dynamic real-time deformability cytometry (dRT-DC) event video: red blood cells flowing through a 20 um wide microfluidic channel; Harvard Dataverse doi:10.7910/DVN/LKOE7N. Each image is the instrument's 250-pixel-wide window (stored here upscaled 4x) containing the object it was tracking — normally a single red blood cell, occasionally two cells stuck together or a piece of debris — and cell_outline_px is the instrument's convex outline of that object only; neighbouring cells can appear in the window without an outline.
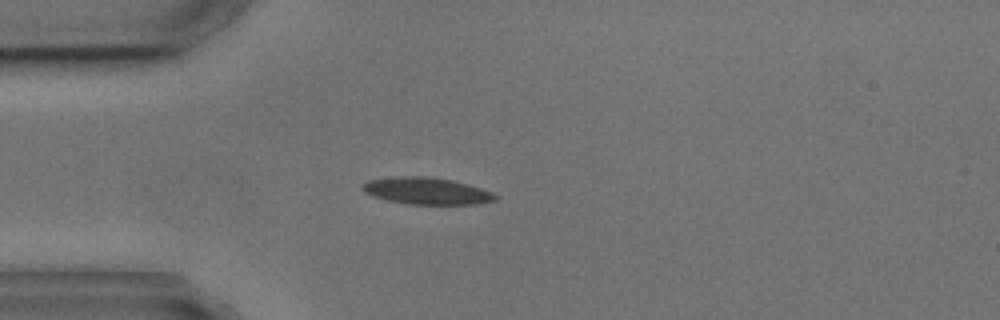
{"species": "common noctule bat (a hibernating species)", "species_latin": "Nyctalus noctula", "temperature_condition": "cold", "stored_images_in_passage": 3, "camera_frame_rate_fps": 3000, "um_per_image_px": 0.085, "animal": {"sex": "male", "body_mass_g": 17.9, "forearm_length_mm": 54.2}, "frame": {"image": 1, "passage_image": 3, "time_ms": 2.333, "image_size_px": [1000, 320], "cell_outline_px": [[496, 200], [476, 204], [408, 204], [388, 200], [372, 196], [364, 192], [364, 184], [368, 180], [404, 176], [424, 176], [452, 180], [468, 184], [492, 192], [496, 196]], "centroid_in_image_um": [36.28, 16.23], "position_along_channel_um": 48.7, "area_um2": 20.46}}